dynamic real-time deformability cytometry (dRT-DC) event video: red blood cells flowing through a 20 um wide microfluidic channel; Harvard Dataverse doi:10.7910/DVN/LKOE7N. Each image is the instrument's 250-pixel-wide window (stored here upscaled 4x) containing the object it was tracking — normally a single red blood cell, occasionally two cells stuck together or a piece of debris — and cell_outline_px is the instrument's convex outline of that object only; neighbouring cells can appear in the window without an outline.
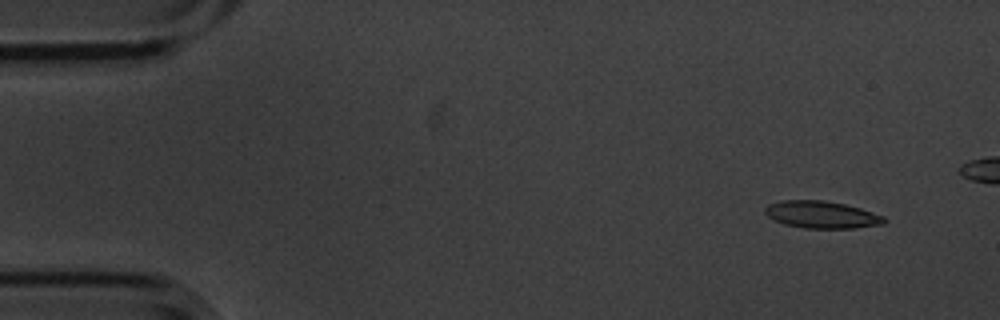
{"species": "common noctule bat (a hibernating species)", "species_latin": "Nyctalus noctula", "temperature_condition": "cold", "stored_images_in_passage": 5, "camera_frame_rate_fps": 3000, "um_per_image_px": 0.085, "animal": {"sex": "male", "body_mass_g": 20.1, "forearm_length_mm": 53.5}, "frame": {"image": 1, "passage_image": 1, "time_ms": 0.0, "image_size_px": [1000, 320], "cell_outline_px": [[888, 220], [884, 224], [852, 228], [804, 228], [784, 224], [768, 216], [764, 212], [764, 208], [768, 204], [780, 200], [824, 200], [844, 204], [860, 208], [884, 216]], "centroid_in_image_um": [69.84, 18.24], "position_along_channel_um": 15.2, "area_um2": 18.9}}